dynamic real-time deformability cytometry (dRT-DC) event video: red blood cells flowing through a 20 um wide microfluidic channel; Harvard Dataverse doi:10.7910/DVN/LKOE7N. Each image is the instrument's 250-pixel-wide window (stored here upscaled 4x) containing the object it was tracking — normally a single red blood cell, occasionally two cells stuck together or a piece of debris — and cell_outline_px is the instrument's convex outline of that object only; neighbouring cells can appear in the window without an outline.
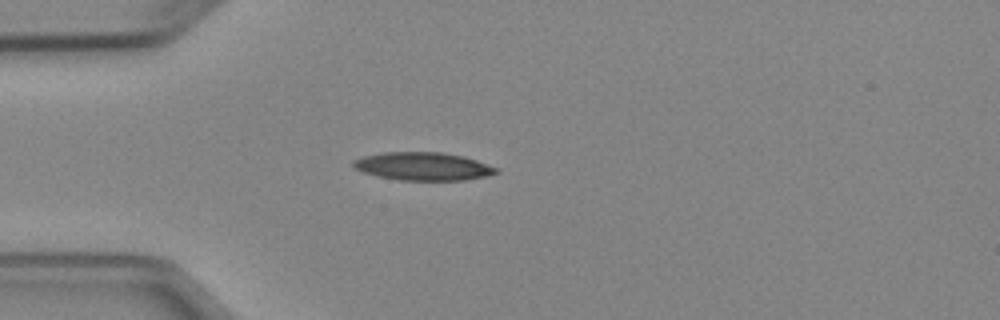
{"species": "Egyptian fruit bat (a non-hibernating species)", "species_latin": "Rousettus aegyptiacus", "temperature_condition": "cold", "stored_images_in_passage": 3, "camera_frame_rate_fps": 3000, "um_per_image_px": 0.085, "animal": {"sex": "female"}, "frame": {"image": 1, "passage_image": 2, "time_ms": 1.333, "image_size_px": [1000, 320], "cell_outline_px": [[500, 172], [488, 176], [464, 180], [400, 180], [380, 176], [364, 172], [356, 168], [352, 164], [352, 160], [364, 156], [384, 152], [444, 152], [464, 156], [500, 168]], "centroid_in_image_um": [36.03, 14.13], "position_along_channel_um": 49.0, "area_um2": 23.41}}